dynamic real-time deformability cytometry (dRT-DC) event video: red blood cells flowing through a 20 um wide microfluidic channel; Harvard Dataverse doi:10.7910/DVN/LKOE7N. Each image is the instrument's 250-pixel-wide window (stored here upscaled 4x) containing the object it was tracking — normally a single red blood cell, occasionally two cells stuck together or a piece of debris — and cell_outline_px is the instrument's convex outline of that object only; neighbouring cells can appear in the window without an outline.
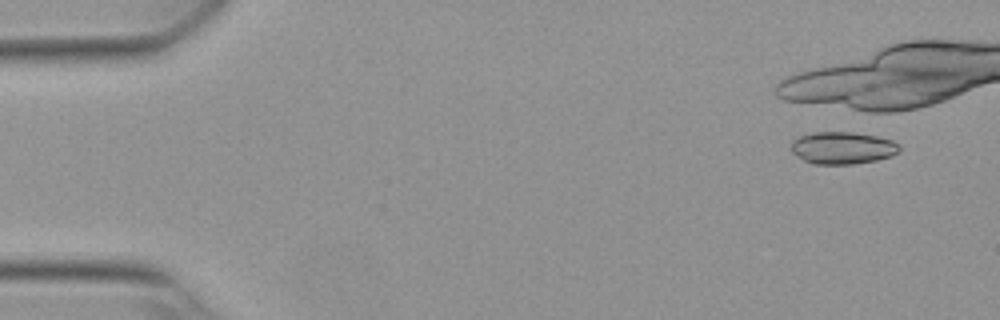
{"species": "Egyptian fruit bat (a non-hibernating species)", "species_latin": "Rousettus aegyptiacus", "temperature_condition": "warm", "stored_images_in_passage": 8, "camera_frame_rate_fps": 3000, "um_per_image_px": 0.085, "animal": {"sex": "female"}, "frame": {"image": 1, "passage_image": 4, "time_ms": 1.0, "image_size_px": [1000, 320], "cell_outline_px": [[900, 148], [892, 156], [876, 160], [852, 164], [816, 164], [804, 160], [792, 152], [792, 140], [800, 136], [812, 132], [852, 132], [876, 136], [892, 140], [900, 144]], "centroid_in_image_um": [71.62, 12.56], "position_along_channel_um": 13.4, "area_um2": 20.23}}